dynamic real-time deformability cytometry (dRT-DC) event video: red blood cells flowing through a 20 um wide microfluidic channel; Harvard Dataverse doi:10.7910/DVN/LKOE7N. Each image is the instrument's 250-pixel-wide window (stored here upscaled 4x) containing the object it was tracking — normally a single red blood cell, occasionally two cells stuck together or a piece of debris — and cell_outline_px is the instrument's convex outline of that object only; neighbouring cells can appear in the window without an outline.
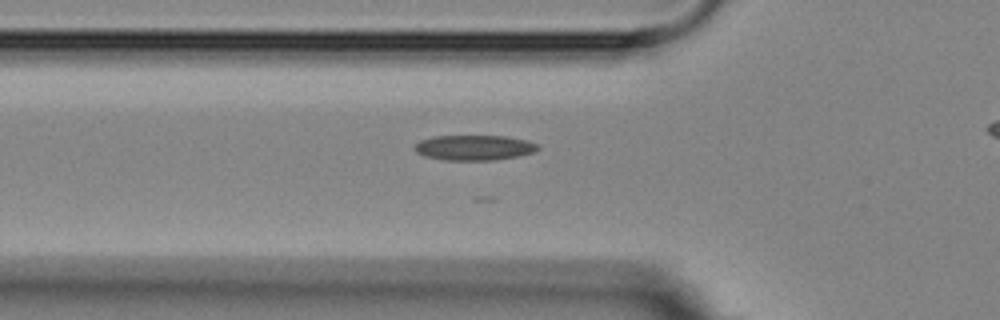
{"species": "Egyptian fruit bat (a non-hibernating species)", "species_latin": "Rousettus aegyptiacus", "temperature_condition": "room temperature", "stored_images_in_passage": 6, "camera_frame_rate_fps": 3000, "um_per_image_px": 0.085, "animal": {"sex": "female"}, "frame": {"image": 1, "passage_image": 6, "time_ms": 5.667, "image_size_px": [1000, 320], "cell_outline_px": [[540, 148], [532, 152], [520, 156], [492, 160], [444, 160], [424, 156], [416, 152], [412, 148], [420, 140], [432, 136], [508, 136], [528, 140], [540, 144]], "centroid_in_image_um": [40.32, 12.54], "position_along_channel_um": 85.5, "area_um2": 18.32}}